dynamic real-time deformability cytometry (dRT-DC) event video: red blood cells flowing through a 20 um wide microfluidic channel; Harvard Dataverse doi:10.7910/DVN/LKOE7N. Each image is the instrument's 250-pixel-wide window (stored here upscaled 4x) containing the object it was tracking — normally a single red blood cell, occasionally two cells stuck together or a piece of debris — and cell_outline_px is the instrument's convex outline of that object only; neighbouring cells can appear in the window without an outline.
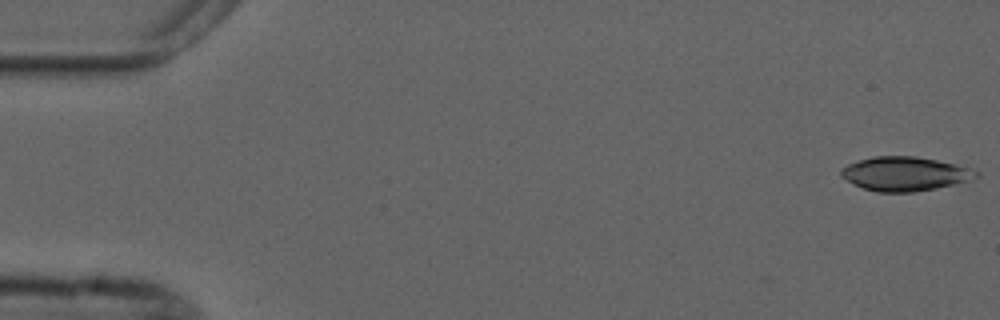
{"species": "common noctule bat (a hibernating species)", "species_latin": "Nyctalus noctula", "temperature_condition": "cold", "stored_images_in_passage": 4, "camera_frame_rate_fps": 3000, "um_per_image_px": 0.085, "animal": {"sex": "male", "forearm_length_mm": 52.5}, "frame": {"image": 1, "passage_image": 1, "time_ms": 0.0, "image_size_px": [1000, 320], "cell_outline_px": [[980, 176], [968, 180], [936, 188], [912, 192], [876, 192], [864, 188], [840, 176], [840, 168], [848, 164], [872, 156], [916, 156], [956, 164], [980, 172]], "centroid_in_image_um": [76.9, 14.76], "position_along_channel_um": 8.1, "area_um2": 26.59}}
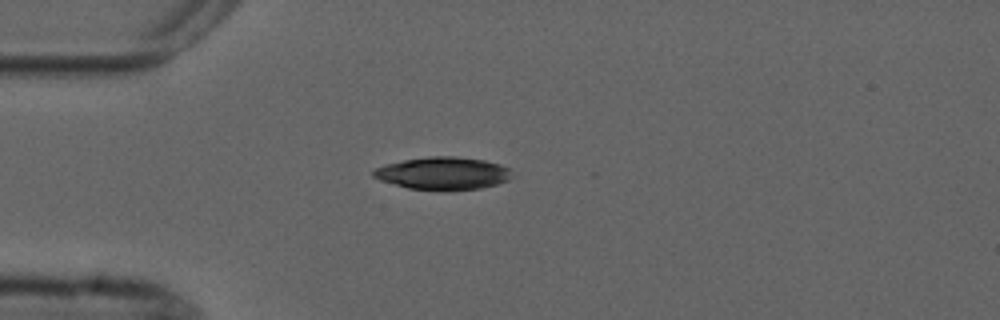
{"frame": {"image": 2, "passage_image": 4, "time_ms": 4.333, "image_size_px": [1000, 320], "cell_outline_px": [[512, 176], [508, 180], [496, 184], [480, 188], [452, 192], [440, 192], [408, 188], [380, 180], [372, 176], [372, 172], [376, 168], [384, 164], [404, 160], [428, 156], [456, 156], [484, 160], [500, 164], [508, 168]], "centroid_in_image_um": [37.64, 14.75], "position_along_channel_um": 47.4, "area_um2": 26.82}}